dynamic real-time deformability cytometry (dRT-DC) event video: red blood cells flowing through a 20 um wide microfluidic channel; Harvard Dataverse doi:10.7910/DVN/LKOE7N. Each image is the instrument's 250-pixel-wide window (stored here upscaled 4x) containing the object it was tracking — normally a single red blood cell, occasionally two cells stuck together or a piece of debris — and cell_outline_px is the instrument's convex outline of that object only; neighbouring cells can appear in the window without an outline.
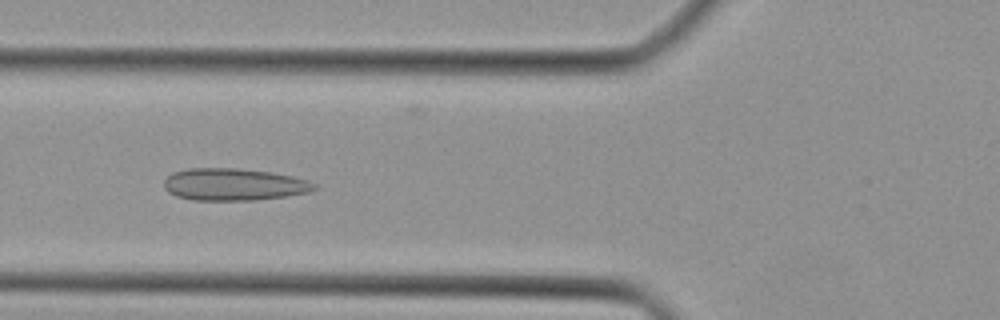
{"species": "Egyptian fruit bat (a non-hibernating species)", "species_latin": "Rousettus aegyptiacus", "temperature_condition": "cold", "stored_images_in_passage": 19, "camera_frame_rate_fps": 3000, "um_per_image_px": 0.085, "animal": {"sex": "female"}, "frame": {"image": 1, "passage_image": 16, "time_ms": 5.0, "image_size_px": [1000, 320], "cell_outline_px": [[316, 188], [308, 192], [284, 196], [256, 200], [192, 200], [176, 196], [168, 192], [164, 188], [164, 180], [172, 172], [188, 168], [236, 168], [272, 172], [292, 176], [308, 180], [316, 184]], "centroid_in_image_um": [19.84, 15.67], "position_along_channel_um": 106.0, "area_um2": 28.21}}